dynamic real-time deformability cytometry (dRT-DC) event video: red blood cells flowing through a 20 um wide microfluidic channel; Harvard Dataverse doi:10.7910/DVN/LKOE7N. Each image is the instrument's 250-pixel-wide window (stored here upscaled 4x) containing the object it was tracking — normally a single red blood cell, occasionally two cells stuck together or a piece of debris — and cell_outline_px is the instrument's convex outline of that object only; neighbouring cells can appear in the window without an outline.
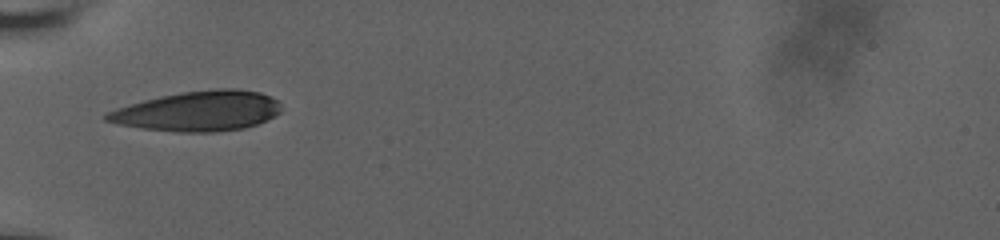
{"species": "human", "species_latin": "Homo sapiens", "temperature_condition": "room temperature", "stored_images_in_passage": 6, "camera_frame_rate_fps": 3000, "um_per_image_px": 0.085, "donor": {"sex": "male"}, "frame": {"image": 1, "passage_image": 1, "time_ms": 0.0, "image_size_px": [1000, 240], "cell_outline_px": [[280, 112], [256, 124], [244, 128], [212, 132], [180, 132], [140, 128], [116, 124], [104, 120], [100, 116], [104, 112], [116, 108], [144, 100], [160, 96], [180, 92], [216, 88], [236, 88], [260, 92], [280, 100]], "centroid_in_image_um": [16.79, 9.43], "position_along_channel_um": 68.2, "area_um2": 40.98}}
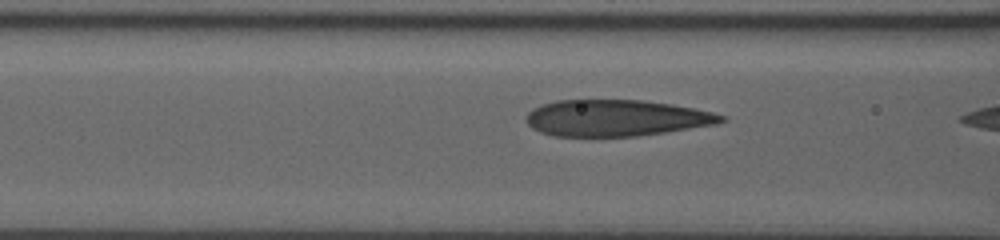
{"frame": {"image": 2, "passage_image": 3, "time_ms": 0.333, "image_size_px": [1000, 240], "cell_outline_px": [[728, 120], [716, 124], [664, 132], [636, 136], [552, 136], [540, 132], [532, 128], [524, 120], [524, 116], [532, 108], [540, 104], [556, 100], [644, 100], [672, 104], [696, 108], [728, 116]], "centroid_in_image_um": [52.35, 10.02], "position_along_channel_um": 114.2, "area_um2": 41.73}}